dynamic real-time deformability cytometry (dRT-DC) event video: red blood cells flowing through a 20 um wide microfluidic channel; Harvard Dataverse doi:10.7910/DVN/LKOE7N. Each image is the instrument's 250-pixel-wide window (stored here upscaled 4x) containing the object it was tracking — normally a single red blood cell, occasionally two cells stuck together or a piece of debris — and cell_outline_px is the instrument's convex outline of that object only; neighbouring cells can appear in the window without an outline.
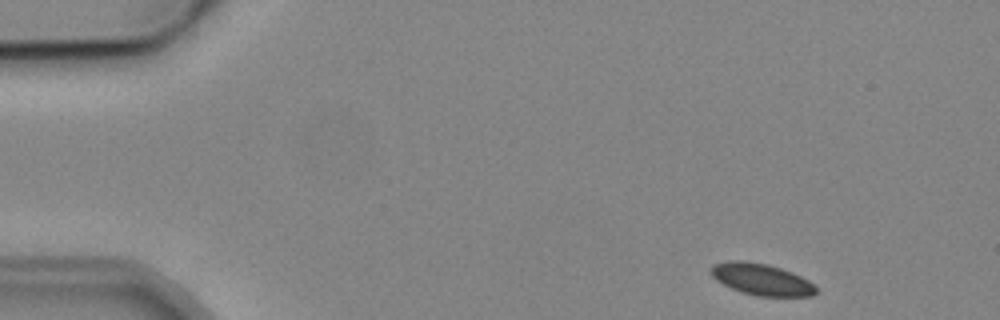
{"species": "common noctule bat (a hibernating species)", "species_latin": "Nyctalus noctula", "temperature_condition": "cold", "stored_images_in_passage": 5, "camera_frame_rate_fps": 3000, "um_per_image_px": 0.085, "animal": {"sex": "male", "body_mass_g": 19.2, "forearm_length_mm": 51.8}, "frame": {"image": 1, "passage_image": 1, "time_ms": 0.0, "image_size_px": [1000, 320], "cell_outline_px": [[816, 292], [812, 296], [760, 296], [744, 292], [732, 288], [716, 280], [712, 276], [712, 264], [728, 260], [744, 260], [768, 264], [792, 272], [816, 284]], "centroid_in_image_um": [64.74, 23.73], "position_along_channel_um": 20.3, "area_um2": 19.25}}
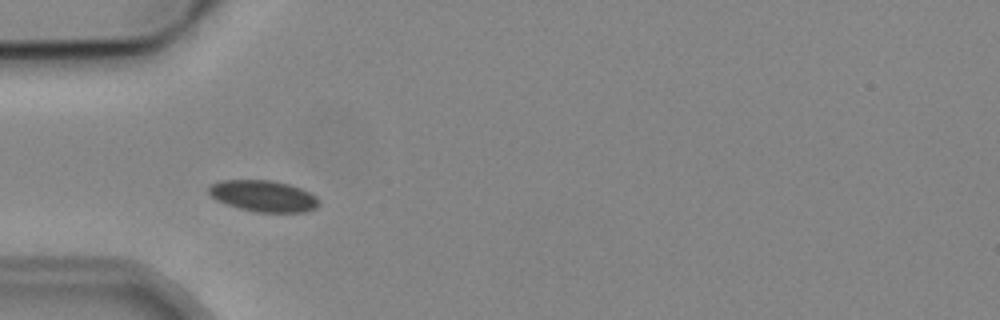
{"frame": {"image": 2, "passage_image": 4, "time_ms": 3.667, "image_size_px": [1000, 320], "cell_outline_px": [[320, 204], [316, 208], [304, 212], [260, 212], [240, 208], [216, 200], [208, 192], [208, 188], [212, 184], [220, 180], [272, 180], [288, 184], [300, 188], [316, 196], [320, 200]], "centroid_in_image_um": [22.41, 16.65], "position_along_channel_um": 62.6, "area_um2": 20.0}}